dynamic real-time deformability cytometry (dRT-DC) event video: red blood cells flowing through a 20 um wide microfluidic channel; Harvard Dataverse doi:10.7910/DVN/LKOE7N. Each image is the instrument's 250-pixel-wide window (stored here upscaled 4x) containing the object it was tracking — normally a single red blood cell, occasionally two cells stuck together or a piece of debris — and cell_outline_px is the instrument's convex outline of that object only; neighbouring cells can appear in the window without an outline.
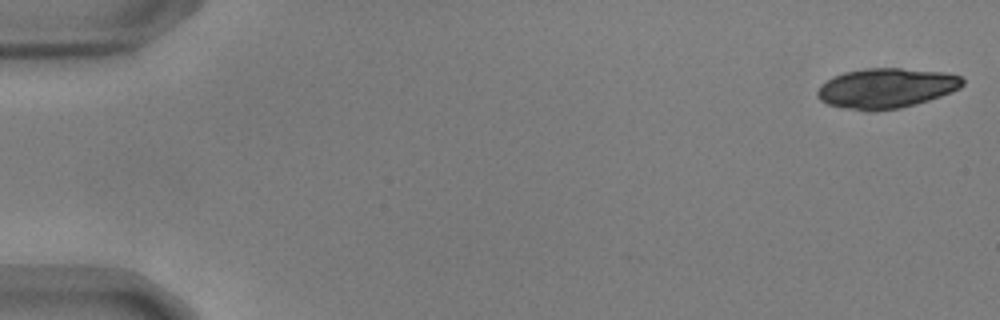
{"species": "common noctule bat (a hibernating species)", "species_latin": "Nyctalus noctula", "temperature_condition": "warm", "stored_images_in_passage": 54, "camera_frame_rate_fps": 3000, "um_per_image_px": 0.085, "animal": {"sex": "male", "body_mass_g": 17.9, "forearm_length_mm": 54.2}, "frame": {"image": 1, "passage_image": 1, "time_ms": 0.0, "image_size_px": [1000, 320], "cell_outline_px": [[964, 84], [960, 88], [952, 92], [916, 104], [900, 108], [876, 112], [868, 112], [844, 108], [828, 104], [820, 100], [816, 96], [816, 92], [820, 84], [832, 76], [844, 72], [864, 68], [900, 68], [944, 72], [960, 76], [964, 80]], "centroid_in_image_um": [75.29, 7.5], "position_along_channel_um": 9.7, "area_um2": 34.28}}
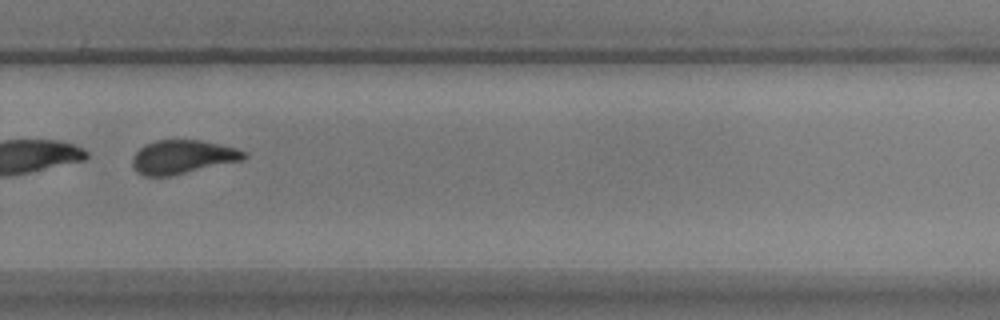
{"frame": {"image": 2, "passage_image": 38, "time_ms": 12.333, "image_size_px": [1000, 320], "cell_outline_px": [[248, 156], [244, 160], [168, 176], [144, 176], [136, 172], [132, 168], [132, 156], [144, 144], [156, 140], [200, 140], [220, 144], [236, 148], [248, 152]], "centroid_in_image_um": [15.51, 13.33], "position_along_channel_um": 314.3, "area_um2": 22.08}}